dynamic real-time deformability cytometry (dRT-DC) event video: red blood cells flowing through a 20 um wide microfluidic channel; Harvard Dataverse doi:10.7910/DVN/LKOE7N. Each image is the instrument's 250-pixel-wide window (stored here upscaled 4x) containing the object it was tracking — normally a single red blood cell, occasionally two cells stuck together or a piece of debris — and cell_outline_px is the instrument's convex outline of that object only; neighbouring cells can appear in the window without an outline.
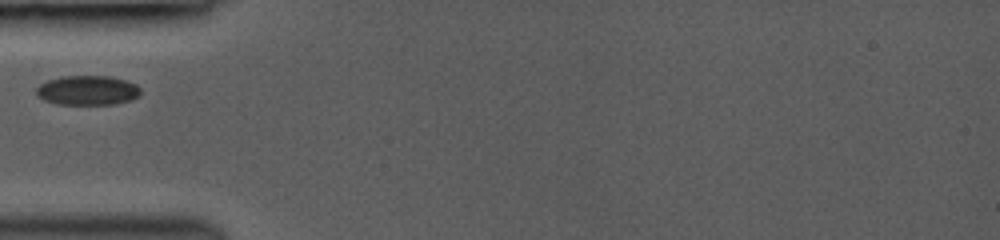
{"species": "common noctule bat (a hibernating species)", "species_latin": "Nyctalus noctula", "temperature_condition": "room temperature", "stored_images_in_passage": 4, "camera_frame_rate_fps": 3000, "um_per_image_px": 0.085, "animal": {"sex": "female", "body_mass_g": 19.0, "forearm_length_mm": 53.3}, "frame": {"image": 1, "passage_image": 1, "time_ms": 0.0, "image_size_px": [1000, 240], "cell_outline_px": [[140, 92], [132, 100], [112, 104], [56, 104], [44, 100], [36, 96], [36, 88], [40, 84], [48, 80], [64, 76], [108, 76], [128, 80], [136, 84], [140, 88]], "centroid_in_image_um": [7.43, 7.67], "position_along_channel_um": 77.6, "area_um2": 17.98}}